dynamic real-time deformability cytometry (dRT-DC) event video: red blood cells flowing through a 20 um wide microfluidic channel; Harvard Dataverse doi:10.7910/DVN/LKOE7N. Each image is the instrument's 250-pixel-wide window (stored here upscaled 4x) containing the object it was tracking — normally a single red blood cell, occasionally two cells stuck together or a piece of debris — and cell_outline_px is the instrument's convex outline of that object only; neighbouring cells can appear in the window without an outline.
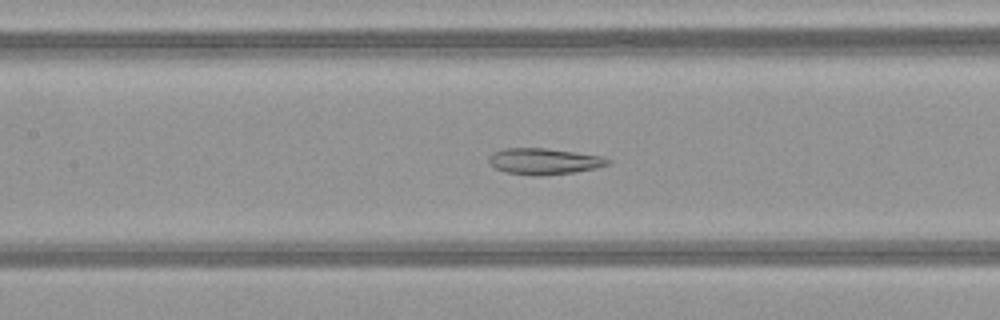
{"species": "common noctule bat (a hibernating species)", "species_latin": "Nyctalus noctula", "temperature_condition": "warm", "stored_images_in_passage": 48, "camera_frame_rate_fps": 3000, "um_per_image_px": 0.085, "animal": {"sex": "female", "body_mass_g": 21.9}, "frame": {"image": 1, "passage_image": 21, "time_ms": 6.667, "image_size_px": [1000, 320], "cell_outline_px": [[612, 164], [596, 168], [576, 172], [540, 176], [536, 176], [508, 172], [496, 168], [488, 160], [488, 156], [492, 152], [504, 148], [544, 148], [604, 156], [612, 160]], "centroid_in_image_um": [46.3, 13.71], "position_along_channel_um": 161.1, "area_um2": 18.26}}
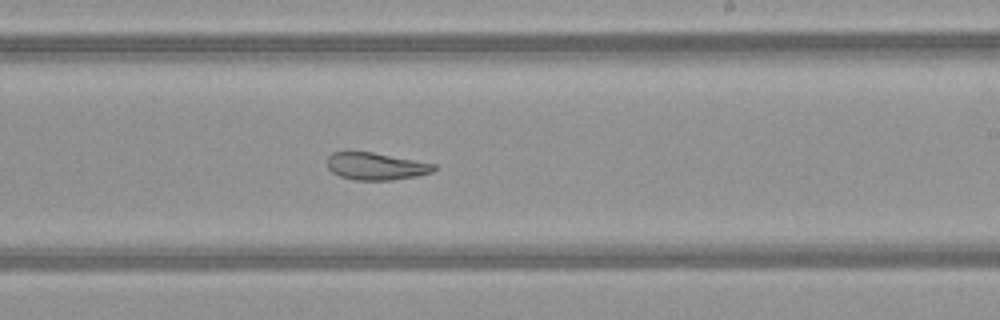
{"frame": {"image": 2, "passage_image": 28, "time_ms": 9.0, "image_size_px": [1000, 320], "cell_outline_px": [[436, 168], [432, 172], [416, 176], [392, 180], [356, 180], [340, 176], [332, 172], [328, 168], [328, 156], [332, 152], [372, 152], [436, 164]], "centroid_in_image_um": [31.96, 14.13], "position_along_channel_um": 257.0, "area_um2": 16.82}}
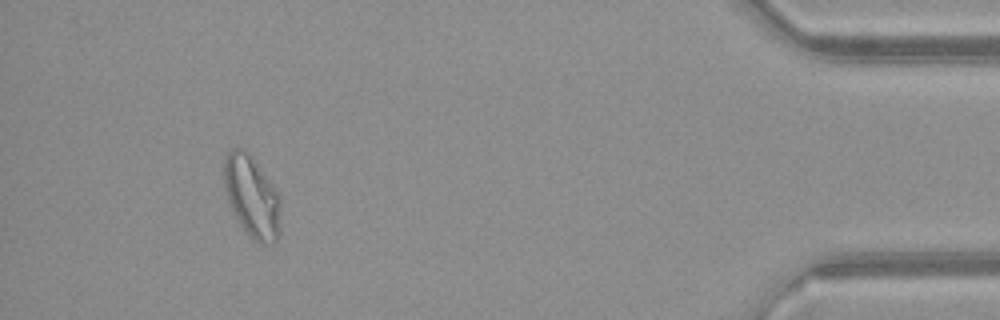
{"frame": {"image": 3, "passage_image": 44, "time_ms": 14.333, "image_size_px": [1000, 320], "cell_outline_px": [[280, 236], [272, 244], [264, 244], [256, 240], [244, 228], [236, 216], [228, 200], [224, 188], [224, 156], [228, 148], [244, 148], [252, 156], [280, 196]], "centroid_in_image_um": [21.41, 16.66], "position_along_channel_um": 413.8, "area_um2": 26.82}, "authors_computed_cell_mechanics": {"area_um2": 23.3512, "velocity_mm_per_s": 4.13, "shape_relaxation_time_tau1_ms": null, "shape_relaxation_time_tau2_ms": 2.7669, "deformation_change_tau1": null, "deformation_change_tau2": 0.0848}}